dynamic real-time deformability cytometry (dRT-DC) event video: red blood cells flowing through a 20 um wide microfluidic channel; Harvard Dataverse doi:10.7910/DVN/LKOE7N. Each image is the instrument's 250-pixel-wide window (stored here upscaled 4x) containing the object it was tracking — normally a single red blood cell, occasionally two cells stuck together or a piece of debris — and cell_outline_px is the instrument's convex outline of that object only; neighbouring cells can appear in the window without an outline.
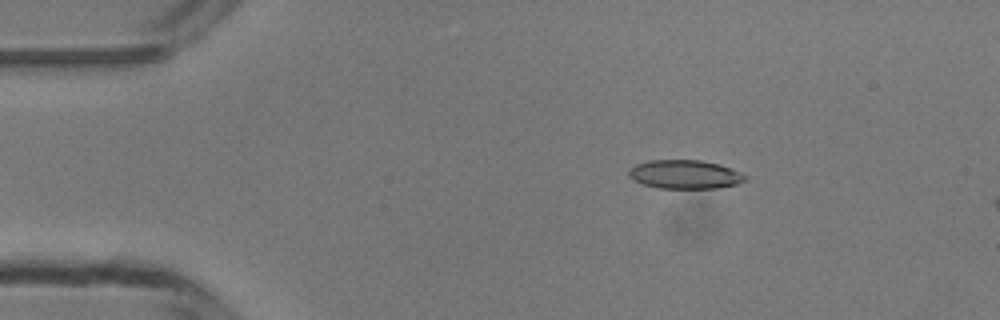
{"species": "common noctule bat (a hibernating species)", "species_latin": "Nyctalus noctula", "temperature_condition": "room temperature", "stored_images_in_passage": 12, "camera_frame_rate_fps": 3000, "um_per_image_px": 0.085, "animal": {"sex": "male", "body_mass_g": 13.3}, "frame": {"image": 1, "passage_image": 7, "time_ms": 2.0, "image_size_px": [1000, 320], "cell_outline_px": [[748, 176], [744, 180], [736, 184], [716, 188], [660, 188], [644, 184], [628, 176], [628, 168], [636, 164], [648, 160], [700, 160], [720, 164], [732, 168]], "centroid_in_image_um": [58.21, 14.81], "position_along_channel_um": 26.8, "area_um2": 19.48}}